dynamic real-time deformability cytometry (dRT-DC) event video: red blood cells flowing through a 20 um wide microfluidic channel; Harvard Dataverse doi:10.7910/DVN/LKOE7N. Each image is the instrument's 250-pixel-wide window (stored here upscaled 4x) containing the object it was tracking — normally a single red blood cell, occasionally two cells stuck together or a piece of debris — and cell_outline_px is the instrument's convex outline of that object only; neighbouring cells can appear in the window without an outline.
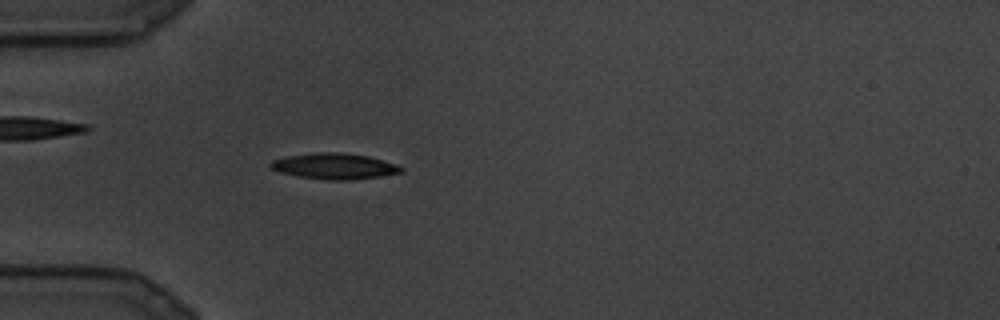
{"species": "common noctule bat (a hibernating species)", "species_latin": "Nyctalus noctula", "temperature_condition": "cold", "stored_images_in_passage": 6, "camera_frame_rate_fps": 3000, "um_per_image_px": 0.085, "animal": {"sex": "male", "body_mass_g": 19.5, "forearm_length_mm": 54.6}, "frame": {"image": 1, "passage_image": 3, "time_ms": 0.667, "image_size_px": [1000, 320], "cell_outline_px": [[404, 168], [400, 172], [376, 176], [348, 180], [328, 180], [300, 176], [280, 172], [272, 168], [268, 164], [272, 160], [284, 156], [316, 152], [340, 152], [368, 156], [396, 164]], "centroid_in_image_um": [28.37, 14.11], "position_along_channel_um": 56.6, "area_um2": 19.42}}
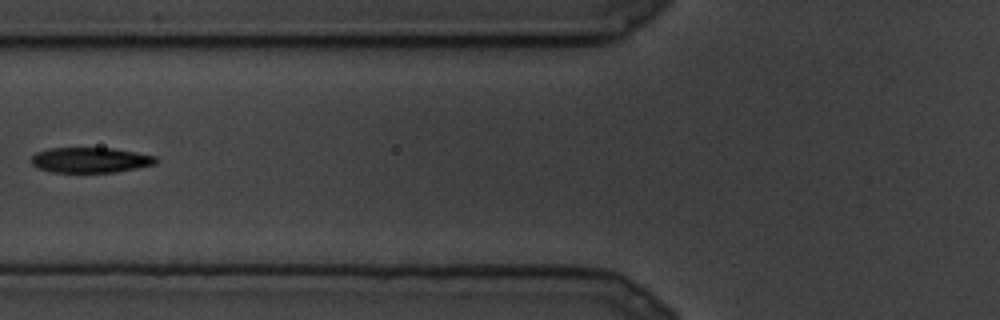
{"frame": {"image": 2, "passage_image": 5, "time_ms": 1.333, "image_size_px": [1000, 320], "cell_outline_px": [[160, 160], [156, 164], [116, 172], [52, 172], [36, 168], [32, 164], [32, 156], [36, 152], [48, 148], [112, 148], [136, 152], [156, 156]], "centroid_in_image_um": [7.69, 13.6], "position_along_channel_um": 118.1, "area_um2": 18.5}}